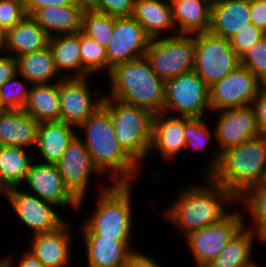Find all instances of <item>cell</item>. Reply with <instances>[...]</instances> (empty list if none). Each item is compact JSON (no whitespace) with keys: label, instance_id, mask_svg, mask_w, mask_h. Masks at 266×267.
<instances>
[{"label":"cell","instance_id":"6da1fadb","mask_svg":"<svg viewBox=\"0 0 266 267\" xmlns=\"http://www.w3.org/2000/svg\"><path fill=\"white\" fill-rule=\"evenodd\" d=\"M201 177L204 181L193 185L190 183V186L180 191L178 189L174 200L162 211L164 219L180 231L183 237L221 221L231 212L227 207L238 206L237 198L230 191L209 175Z\"/></svg>","mask_w":266,"mask_h":267},{"label":"cell","instance_id":"7a4b0ae2","mask_svg":"<svg viewBox=\"0 0 266 267\" xmlns=\"http://www.w3.org/2000/svg\"><path fill=\"white\" fill-rule=\"evenodd\" d=\"M77 135L97 170L103 176L108 175L106 181L111 179V184H134L133 181L139 180L141 168L120 147L110 115L102 107L77 127Z\"/></svg>","mask_w":266,"mask_h":267},{"label":"cell","instance_id":"3957f363","mask_svg":"<svg viewBox=\"0 0 266 267\" xmlns=\"http://www.w3.org/2000/svg\"><path fill=\"white\" fill-rule=\"evenodd\" d=\"M132 187L134 188L133 184H111L109 180L103 186L98 184V192H95L98 193L97 198L93 201L94 212L88 214L90 217L86 216V221L81 222V236L133 240L135 214L131 201L134 196Z\"/></svg>","mask_w":266,"mask_h":267},{"label":"cell","instance_id":"277c9868","mask_svg":"<svg viewBox=\"0 0 266 267\" xmlns=\"http://www.w3.org/2000/svg\"><path fill=\"white\" fill-rule=\"evenodd\" d=\"M104 97L114 98L160 114L164 111L165 82L152 70L145 56L120 63L107 74Z\"/></svg>","mask_w":266,"mask_h":267},{"label":"cell","instance_id":"5b68a950","mask_svg":"<svg viewBox=\"0 0 266 267\" xmlns=\"http://www.w3.org/2000/svg\"><path fill=\"white\" fill-rule=\"evenodd\" d=\"M209 176L237 199L261 183L266 178V135L223 151Z\"/></svg>","mask_w":266,"mask_h":267},{"label":"cell","instance_id":"8992f818","mask_svg":"<svg viewBox=\"0 0 266 267\" xmlns=\"http://www.w3.org/2000/svg\"><path fill=\"white\" fill-rule=\"evenodd\" d=\"M101 107L110 115L120 147L143 169L149 159L154 114L145 108L109 97L103 98Z\"/></svg>","mask_w":266,"mask_h":267},{"label":"cell","instance_id":"52a82bcc","mask_svg":"<svg viewBox=\"0 0 266 267\" xmlns=\"http://www.w3.org/2000/svg\"><path fill=\"white\" fill-rule=\"evenodd\" d=\"M145 57L164 82L194 69L195 34L152 38Z\"/></svg>","mask_w":266,"mask_h":267},{"label":"cell","instance_id":"ba28073f","mask_svg":"<svg viewBox=\"0 0 266 267\" xmlns=\"http://www.w3.org/2000/svg\"><path fill=\"white\" fill-rule=\"evenodd\" d=\"M208 112H212L209 104V87L195 71L180 74L165 82L163 113L189 118H207Z\"/></svg>","mask_w":266,"mask_h":267},{"label":"cell","instance_id":"9c48e42d","mask_svg":"<svg viewBox=\"0 0 266 267\" xmlns=\"http://www.w3.org/2000/svg\"><path fill=\"white\" fill-rule=\"evenodd\" d=\"M217 116L213 125L217 148H212L210 159L206 164V172L209 175L218 165L220 154L235 146H239L244 141L260 136L256 123L255 112L251 105L236 107L211 112ZM217 113V114H216Z\"/></svg>","mask_w":266,"mask_h":267},{"label":"cell","instance_id":"30bf717a","mask_svg":"<svg viewBox=\"0 0 266 267\" xmlns=\"http://www.w3.org/2000/svg\"><path fill=\"white\" fill-rule=\"evenodd\" d=\"M241 64L228 39L210 31L195 34L194 69L208 87L223 79Z\"/></svg>","mask_w":266,"mask_h":267},{"label":"cell","instance_id":"8fae6325","mask_svg":"<svg viewBox=\"0 0 266 267\" xmlns=\"http://www.w3.org/2000/svg\"><path fill=\"white\" fill-rule=\"evenodd\" d=\"M236 209V206L232 208V211L221 221L190 232L184 237L196 267H206L244 226L245 215L243 216L242 211Z\"/></svg>","mask_w":266,"mask_h":267},{"label":"cell","instance_id":"7c38bea8","mask_svg":"<svg viewBox=\"0 0 266 267\" xmlns=\"http://www.w3.org/2000/svg\"><path fill=\"white\" fill-rule=\"evenodd\" d=\"M4 198L10 203V208L13 209L12 212L15 213L18 221L24 224V227L29 228V232L32 233L30 235L55 231L68 221L61 217L57 205L42 200L26 191L25 188H10Z\"/></svg>","mask_w":266,"mask_h":267},{"label":"cell","instance_id":"4fadbf2b","mask_svg":"<svg viewBox=\"0 0 266 267\" xmlns=\"http://www.w3.org/2000/svg\"><path fill=\"white\" fill-rule=\"evenodd\" d=\"M65 187L79 201L78 212L85 205L92 177L103 175L94 166L83 141L76 135L69 143L61 159L56 163ZM96 174V175H95Z\"/></svg>","mask_w":266,"mask_h":267},{"label":"cell","instance_id":"5bb4252c","mask_svg":"<svg viewBox=\"0 0 266 267\" xmlns=\"http://www.w3.org/2000/svg\"><path fill=\"white\" fill-rule=\"evenodd\" d=\"M90 85V76L59 81L60 121L78 127L102 106L105 93Z\"/></svg>","mask_w":266,"mask_h":267},{"label":"cell","instance_id":"9a60e30c","mask_svg":"<svg viewBox=\"0 0 266 267\" xmlns=\"http://www.w3.org/2000/svg\"><path fill=\"white\" fill-rule=\"evenodd\" d=\"M262 85L263 83L248 68L240 64L209 87L211 111L251 105Z\"/></svg>","mask_w":266,"mask_h":267},{"label":"cell","instance_id":"2e32d148","mask_svg":"<svg viewBox=\"0 0 266 267\" xmlns=\"http://www.w3.org/2000/svg\"><path fill=\"white\" fill-rule=\"evenodd\" d=\"M150 40L133 17H113V32L106 48L108 74L120 63L145 56Z\"/></svg>","mask_w":266,"mask_h":267},{"label":"cell","instance_id":"e0dca14e","mask_svg":"<svg viewBox=\"0 0 266 267\" xmlns=\"http://www.w3.org/2000/svg\"><path fill=\"white\" fill-rule=\"evenodd\" d=\"M21 187H26L29 193L54 203L58 208L69 207L74 212L79 208V201L65 187L56 164L41 163L35 159Z\"/></svg>","mask_w":266,"mask_h":267},{"label":"cell","instance_id":"ac0fdd59","mask_svg":"<svg viewBox=\"0 0 266 267\" xmlns=\"http://www.w3.org/2000/svg\"><path fill=\"white\" fill-rule=\"evenodd\" d=\"M72 223L67 221L55 231L31 235L27 251L45 267H69L72 263Z\"/></svg>","mask_w":266,"mask_h":267},{"label":"cell","instance_id":"d6986e66","mask_svg":"<svg viewBox=\"0 0 266 267\" xmlns=\"http://www.w3.org/2000/svg\"><path fill=\"white\" fill-rule=\"evenodd\" d=\"M185 142L184 117L154 114L148 157L155 151L165 162H174L184 152Z\"/></svg>","mask_w":266,"mask_h":267},{"label":"cell","instance_id":"ffe728a7","mask_svg":"<svg viewBox=\"0 0 266 267\" xmlns=\"http://www.w3.org/2000/svg\"><path fill=\"white\" fill-rule=\"evenodd\" d=\"M87 267H124L136 250L134 240H117L103 236H82ZM132 241V242H131Z\"/></svg>","mask_w":266,"mask_h":267},{"label":"cell","instance_id":"44dd1931","mask_svg":"<svg viewBox=\"0 0 266 267\" xmlns=\"http://www.w3.org/2000/svg\"><path fill=\"white\" fill-rule=\"evenodd\" d=\"M250 24V0H215L212 3V34L230 40Z\"/></svg>","mask_w":266,"mask_h":267},{"label":"cell","instance_id":"7402d4cb","mask_svg":"<svg viewBox=\"0 0 266 267\" xmlns=\"http://www.w3.org/2000/svg\"><path fill=\"white\" fill-rule=\"evenodd\" d=\"M40 123L23 110L0 114V146H17L35 151Z\"/></svg>","mask_w":266,"mask_h":267},{"label":"cell","instance_id":"603a6c76","mask_svg":"<svg viewBox=\"0 0 266 267\" xmlns=\"http://www.w3.org/2000/svg\"><path fill=\"white\" fill-rule=\"evenodd\" d=\"M132 17L151 39L178 34L170 0H135Z\"/></svg>","mask_w":266,"mask_h":267},{"label":"cell","instance_id":"cb8c5ba5","mask_svg":"<svg viewBox=\"0 0 266 267\" xmlns=\"http://www.w3.org/2000/svg\"><path fill=\"white\" fill-rule=\"evenodd\" d=\"M49 40L48 33L32 16L26 15L17 25L5 32L3 53L16 58L47 48Z\"/></svg>","mask_w":266,"mask_h":267},{"label":"cell","instance_id":"d4e9b609","mask_svg":"<svg viewBox=\"0 0 266 267\" xmlns=\"http://www.w3.org/2000/svg\"><path fill=\"white\" fill-rule=\"evenodd\" d=\"M76 135L77 127L71 124L62 121L41 122L36 155L33 156H39L38 162L56 164Z\"/></svg>","mask_w":266,"mask_h":267},{"label":"cell","instance_id":"484cf974","mask_svg":"<svg viewBox=\"0 0 266 267\" xmlns=\"http://www.w3.org/2000/svg\"><path fill=\"white\" fill-rule=\"evenodd\" d=\"M83 13L84 9L74 4L44 7L36 10L31 16L50 37H53L80 32Z\"/></svg>","mask_w":266,"mask_h":267},{"label":"cell","instance_id":"4316f807","mask_svg":"<svg viewBox=\"0 0 266 267\" xmlns=\"http://www.w3.org/2000/svg\"><path fill=\"white\" fill-rule=\"evenodd\" d=\"M178 34L210 31L211 3L208 0H170Z\"/></svg>","mask_w":266,"mask_h":267},{"label":"cell","instance_id":"83f0119b","mask_svg":"<svg viewBox=\"0 0 266 267\" xmlns=\"http://www.w3.org/2000/svg\"><path fill=\"white\" fill-rule=\"evenodd\" d=\"M56 69L63 78H82L83 65L80 56V32L50 37Z\"/></svg>","mask_w":266,"mask_h":267},{"label":"cell","instance_id":"f1b7e54d","mask_svg":"<svg viewBox=\"0 0 266 267\" xmlns=\"http://www.w3.org/2000/svg\"><path fill=\"white\" fill-rule=\"evenodd\" d=\"M17 72L31 85L49 84L63 79L56 69L53 55L49 46L16 57Z\"/></svg>","mask_w":266,"mask_h":267},{"label":"cell","instance_id":"f546056e","mask_svg":"<svg viewBox=\"0 0 266 267\" xmlns=\"http://www.w3.org/2000/svg\"><path fill=\"white\" fill-rule=\"evenodd\" d=\"M23 111L38 123L60 121L59 82L31 85Z\"/></svg>","mask_w":266,"mask_h":267},{"label":"cell","instance_id":"4dcf8cb0","mask_svg":"<svg viewBox=\"0 0 266 267\" xmlns=\"http://www.w3.org/2000/svg\"><path fill=\"white\" fill-rule=\"evenodd\" d=\"M257 241L258 235L243 226L206 267H247L255 261L252 255Z\"/></svg>","mask_w":266,"mask_h":267},{"label":"cell","instance_id":"1f68e13d","mask_svg":"<svg viewBox=\"0 0 266 267\" xmlns=\"http://www.w3.org/2000/svg\"><path fill=\"white\" fill-rule=\"evenodd\" d=\"M34 154L22 147L0 146V175L8 189L22 186L31 163L38 158L32 157Z\"/></svg>","mask_w":266,"mask_h":267},{"label":"cell","instance_id":"d6a6232c","mask_svg":"<svg viewBox=\"0 0 266 267\" xmlns=\"http://www.w3.org/2000/svg\"><path fill=\"white\" fill-rule=\"evenodd\" d=\"M237 203L238 206L242 205L243 207L240 206V208L246 209V212H249V217H251L248 225L246 219L244 220L245 227L257 235L266 228V178L247 190L237 199Z\"/></svg>","mask_w":266,"mask_h":267},{"label":"cell","instance_id":"836d02e7","mask_svg":"<svg viewBox=\"0 0 266 267\" xmlns=\"http://www.w3.org/2000/svg\"><path fill=\"white\" fill-rule=\"evenodd\" d=\"M80 56L83 65V77L108 73L106 49L95 40L80 31ZM99 72V73H98ZM97 73V74H96Z\"/></svg>","mask_w":266,"mask_h":267},{"label":"cell","instance_id":"e575fe53","mask_svg":"<svg viewBox=\"0 0 266 267\" xmlns=\"http://www.w3.org/2000/svg\"><path fill=\"white\" fill-rule=\"evenodd\" d=\"M81 32L106 49L113 32V16L94 10H84Z\"/></svg>","mask_w":266,"mask_h":267},{"label":"cell","instance_id":"d590c367","mask_svg":"<svg viewBox=\"0 0 266 267\" xmlns=\"http://www.w3.org/2000/svg\"><path fill=\"white\" fill-rule=\"evenodd\" d=\"M31 84L18 72L0 87V104L5 110H23Z\"/></svg>","mask_w":266,"mask_h":267},{"label":"cell","instance_id":"8d00e7d4","mask_svg":"<svg viewBox=\"0 0 266 267\" xmlns=\"http://www.w3.org/2000/svg\"><path fill=\"white\" fill-rule=\"evenodd\" d=\"M207 118H189L184 117V135L186 138L184 151H204L210 142L215 140V130L207 124ZM211 129V130H210ZM214 138H213V137Z\"/></svg>","mask_w":266,"mask_h":267},{"label":"cell","instance_id":"74e56055","mask_svg":"<svg viewBox=\"0 0 266 267\" xmlns=\"http://www.w3.org/2000/svg\"><path fill=\"white\" fill-rule=\"evenodd\" d=\"M241 65L248 68L262 83H266V35L241 57Z\"/></svg>","mask_w":266,"mask_h":267},{"label":"cell","instance_id":"f35d334b","mask_svg":"<svg viewBox=\"0 0 266 267\" xmlns=\"http://www.w3.org/2000/svg\"><path fill=\"white\" fill-rule=\"evenodd\" d=\"M25 8L18 0H0V29L5 33L25 16Z\"/></svg>","mask_w":266,"mask_h":267},{"label":"cell","instance_id":"ab89813d","mask_svg":"<svg viewBox=\"0 0 266 267\" xmlns=\"http://www.w3.org/2000/svg\"><path fill=\"white\" fill-rule=\"evenodd\" d=\"M266 34L254 24L247 25V28L240 30L231 39V46L241 58L258 40Z\"/></svg>","mask_w":266,"mask_h":267},{"label":"cell","instance_id":"60d3db41","mask_svg":"<svg viewBox=\"0 0 266 267\" xmlns=\"http://www.w3.org/2000/svg\"><path fill=\"white\" fill-rule=\"evenodd\" d=\"M134 6L135 0H99L92 10L113 17H132Z\"/></svg>","mask_w":266,"mask_h":267},{"label":"cell","instance_id":"b9f144b4","mask_svg":"<svg viewBox=\"0 0 266 267\" xmlns=\"http://www.w3.org/2000/svg\"><path fill=\"white\" fill-rule=\"evenodd\" d=\"M260 134L266 135V83L260 88L258 96L251 104Z\"/></svg>","mask_w":266,"mask_h":267},{"label":"cell","instance_id":"7bdbcfd3","mask_svg":"<svg viewBox=\"0 0 266 267\" xmlns=\"http://www.w3.org/2000/svg\"><path fill=\"white\" fill-rule=\"evenodd\" d=\"M251 23L266 34V0H250Z\"/></svg>","mask_w":266,"mask_h":267},{"label":"cell","instance_id":"ee69618b","mask_svg":"<svg viewBox=\"0 0 266 267\" xmlns=\"http://www.w3.org/2000/svg\"><path fill=\"white\" fill-rule=\"evenodd\" d=\"M151 254L142 251L134 250L128 257L127 263L124 267H162L163 265L158 262Z\"/></svg>","mask_w":266,"mask_h":267},{"label":"cell","instance_id":"f6af8a7d","mask_svg":"<svg viewBox=\"0 0 266 267\" xmlns=\"http://www.w3.org/2000/svg\"><path fill=\"white\" fill-rule=\"evenodd\" d=\"M17 73V60L12 55L0 54V87Z\"/></svg>","mask_w":266,"mask_h":267},{"label":"cell","instance_id":"bcb514c9","mask_svg":"<svg viewBox=\"0 0 266 267\" xmlns=\"http://www.w3.org/2000/svg\"><path fill=\"white\" fill-rule=\"evenodd\" d=\"M24 249L25 251L20 253L22 255H20L18 258L11 256L12 254L4 255L9 264V267H45L40 261H38L37 258H35L30 252H28L26 248ZM14 257L17 259V261L14 260ZM14 261H16V263H14Z\"/></svg>","mask_w":266,"mask_h":267},{"label":"cell","instance_id":"7dc6e473","mask_svg":"<svg viewBox=\"0 0 266 267\" xmlns=\"http://www.w3.org/2000/svg\"><path fill=\"white\" fill-rule=\"evenodd\" d=\"M74 0H34L26 9V14L31 16L36 10L49 6L74 5Z\"/></svg>","mask_w":266,"mask_h":267},{"label":"cell","instance_id":"c3c4849f","mask_svg":"<svg viewBox=\"0 0 266 267\" xmlns=\"http://www.w3.org/2000/svg\"><path fill=\"white\" fill-rule=\"evenodd\" d=\"M99 0H74L75 4L82 7L84 10H92Z\"/></svg>","mask_w":266,"mask_h":267},{"label":"cell","instance_id":"681fc988","mask_svg":"<svg viewBox=\"0 0 266 267\" xmlns=\"http://www.w3.org/2000/svg\"><path fill=\"white\" fill-rule=\"evenodd\" d=\"M261 242L262 244L266 245V228H264L259 234H258V243Z\"/></svg>","mask_w":266,"mask_h":267},{"label":"cell","instance_id":"f907efd6","mask_svg":"<svg viewBox=\"0 0 266 267\" xmlns=\"http://www.w3.org/2000/svg\"><path fill=\"white\" fill-rule=\"evenodd\" d=\"M8 190L9 189L3 184L2 178H1V175H0V195H3V197H4Z\"/></svg>","mask_w":266,"mask_h":267},{"label":"cell","instance_id":"816d5d0a","mask_svg":"<svg viewBox=\"0 0 266 267\" xmlns=\"http://www.w3.org/2000/svg\"><path fill=\"white\" fill-rule=\"evenodd\" d=\"M4 35L5 33L0 29V54L4 51Z\"/></svg>","mask_w":266,"mask_h":267},{"label":"cell","instance_id":"f5cc1de1","mask_svg":"<svg viewBox=\"0 0 266 267\" xmlns=\"http://www.w3.org/2000/svg\"><path fill=\"white\" fill-rule=\"evenodd\" d=\"M18 1L26 9L34 0H18Z\"/></svg>","mask_w":266,"mask_h":267},{"label":"cell","instance_id":"db71d44e","mask_svg":"<svg viewBox=\"0 0 266 267\" xmlns=\"http://www.w3.org/2000/svg\"><path fill=\"white\" fill-rule=\"evenodd\" d=\"M0 267H9V264H8L6 258L4 257V255L2 258L0 257Z\"/></svg>","mask_w":266,"mask_h":267},{"label":"cell","instance_id":"11a10c76","mask_svg":"<svg viewBox=\"0 0 266 267\" xmlns=\"http://www.w3.org/2000/svg\"><path fill=\"white\" fill-rule=\"evenodd\" d=\"M260 265L261 264H259L256 261H254L252 264L248 265L247 267H263V265L262 266H260Z\"/></svg>","mask_w":266,"mask_h":267},{"label":"cell","instance_id":"9f6ffc18","mask_svg":"<svg viewBox=\"0 0 266 267\" xmlns=\"http://www.w3.org/2000/svg\"><path fill=\"white\" fill-rule=\"evenodd\" d=\"M5 109L1 106L0 104V114L4 111Z\"/></svg>","mask_w":266,"mask_h":267},{"label":"cell","instance_id":"6f0895ef","mask_svg":"<svg viewBox=\"0 0 266 267\" xmlns=\"http://www.w3.org/2000/svg\"><path fill=\"white\" fill-rule=\"evenodd\" d=\"M211 4L215 1V0H208Z\"/></svg>","mask_w":266,"mask_h":267}]
</instances>
